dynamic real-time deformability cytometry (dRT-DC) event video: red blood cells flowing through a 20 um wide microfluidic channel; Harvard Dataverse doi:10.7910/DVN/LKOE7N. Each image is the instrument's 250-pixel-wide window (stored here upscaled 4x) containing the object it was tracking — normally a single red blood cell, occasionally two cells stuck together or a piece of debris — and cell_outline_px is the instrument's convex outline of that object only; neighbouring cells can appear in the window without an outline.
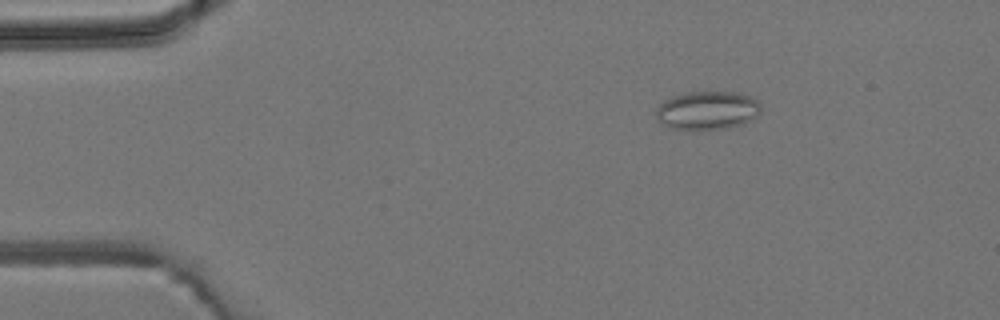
{"species": "common noctule bat (a hibernating species)", "species_latin": "Nyctalus noctula", "temperature_condition": "room temperature", "stored_images_in_passage": 2, "camera_frame_rate_fps": 3000, "um_per_image_px": 0.085, "animal": {"sex": "male", "body_mass_g": 19.2, "forearm_length_mm": 51.8}, "frame": {"image": 1, "passage_image": 1, "time_ms": 0.0, "image_size_px": [1000, 320], "cell_outline_px": [[760, 112], [752, 120], [744, 124], [724, 128], [672, 128], [664, 124], [656, 116], [656, 108], [664, 100], [672, 96], [684, 92], [740, 92], [760, 100]], "centroid_in_image_um": [60.17, 9.35], "position_along_channel_um": 24.8, "area_um2": 23.35}}